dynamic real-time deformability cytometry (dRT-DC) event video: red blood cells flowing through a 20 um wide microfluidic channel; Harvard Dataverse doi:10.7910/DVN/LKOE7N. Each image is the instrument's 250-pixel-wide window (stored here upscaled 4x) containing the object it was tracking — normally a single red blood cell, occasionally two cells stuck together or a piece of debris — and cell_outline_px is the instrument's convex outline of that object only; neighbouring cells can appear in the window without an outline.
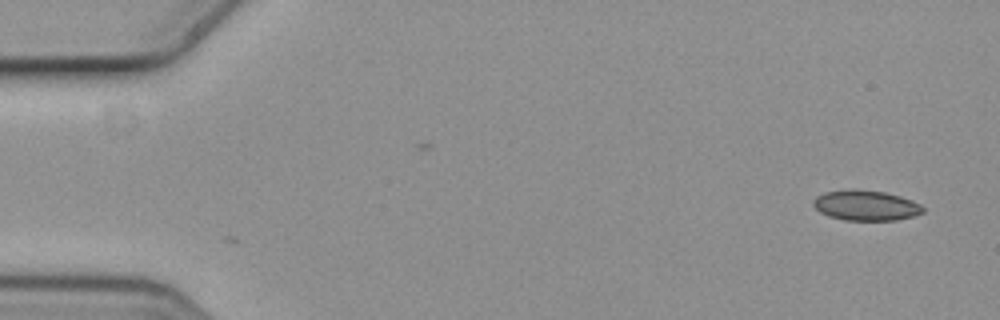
{"species": "common noctule bat (a hibernating species)", "species_latin": "Nyctalus noctula", "temperature_condition": "cold", "stored_images_in_passage": 2, "camera_frame_rate_fps": 3000, "um_per_image_px": 0.085, "animal": {"sex": "female", "body_mass_g": 19.3, "forearm_length_mm": 54.1}, "frame": {"image": 1, "passage_image": 2, "time_ms": 0.333, "image_size_px": [1000, 320], "cell_outline_px": [[924, 212], [912, 216], [896, 220], [844, 220], [828, 216], [820, 212], [812, 204], [812, 200], [816, 196], [824, 192], [852, 188], [856, 188], [884, 192], [900, 196], [912, 200], [920, 204], [924, 208]], "centroid_in_image_um": [73.57, 17.44], "position_along_channel_um": 11.4, "area_um2": 19.54}}